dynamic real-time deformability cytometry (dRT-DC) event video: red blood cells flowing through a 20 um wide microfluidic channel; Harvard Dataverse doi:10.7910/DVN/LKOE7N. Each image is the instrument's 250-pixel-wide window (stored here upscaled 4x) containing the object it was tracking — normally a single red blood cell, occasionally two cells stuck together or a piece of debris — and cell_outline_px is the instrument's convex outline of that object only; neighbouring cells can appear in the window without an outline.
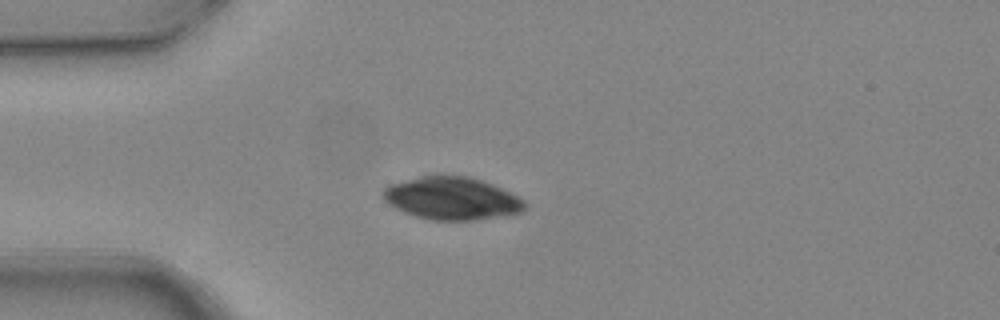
{"species": "common noctule bat (a hibernating species)", "species_latin": "Nyctalus noctula", "temperature_condition": "warm", "stored_images_in_passage": 4, "camera_frame_rate_fps": 3000, "um_per_image_px": 0.085, "animal": {"sex": "female", "body_mass_g": 24.6, "forearm_length_mm": 56.2}, "frame": {"image": 1, "passage_image": 3, "time_ms": 0.667, "image_size_px": [1000, 320], "cell_outline_px": [[528, 204], [520, 212], [508, 216], [476, 220], [432, 220], [416, 216], [404, 212], [388, 204], [380, 196], [380, 192], [384, 188], [392, 184], [420, 176], [468, 176], [492, 184], [524, 200]], "centroid_in_image_um": [38.39, 16.88], "position_along_channel_um": 46.6, "area_um2": 35.14}}